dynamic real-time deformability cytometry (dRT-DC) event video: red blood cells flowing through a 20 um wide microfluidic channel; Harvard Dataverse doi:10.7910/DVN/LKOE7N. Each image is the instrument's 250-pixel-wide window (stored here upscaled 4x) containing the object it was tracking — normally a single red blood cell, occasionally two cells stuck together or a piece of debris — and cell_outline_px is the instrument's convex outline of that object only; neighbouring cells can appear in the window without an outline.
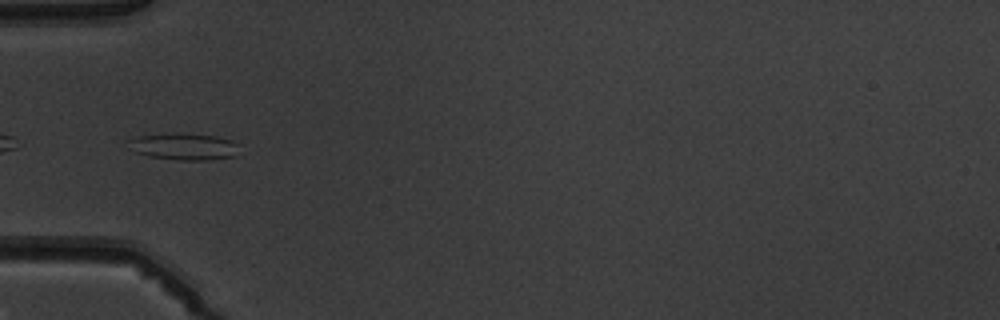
{"species": "common noctule bat (a hibernating species)", "species_latin": "Nyctalus noctula", "temperature_condition": "warm", "stored_images_in_passage": 5, "camera_frame_rate_fps": 3000, "um_per_image_px": 0.085, "animal": {"sex": "male", "body_mass_g": 19.5, "forearm_length_mm": 54.6}, "frame": {"image": 1, "passage_image": 5, "time_ms": 5.333, "image_size_px": [1000, 320], "cell_outline_px": [[240, 144], [236, 156], [208, 160], [180, 160], [148, 156], [136, 152], [124, 140], [136, 136], [176, 132], [180, 132], [216, 136], [232, 140]], "centroid_in_image_um": [15.64, 12.44], "position_along_channel_um": 69.4, "area_um2": 17.69}}